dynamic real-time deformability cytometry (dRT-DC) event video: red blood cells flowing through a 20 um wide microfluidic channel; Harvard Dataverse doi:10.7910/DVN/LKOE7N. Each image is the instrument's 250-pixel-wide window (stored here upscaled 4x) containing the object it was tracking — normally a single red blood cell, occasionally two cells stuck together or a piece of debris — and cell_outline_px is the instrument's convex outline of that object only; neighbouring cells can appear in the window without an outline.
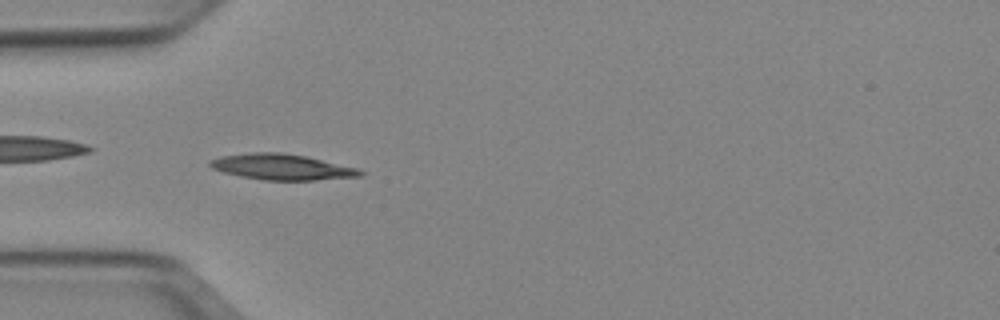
{"species": "Egyptian fruit bat (a non-hibernating species)", "species_latin": "Rousettus aegyptiacus", "temperature_condition": "cold", "stored_images_in_passage": 40, "camera_frame_rate_fps": 3000, "um_per_image_px": 0.085, "animal": {"sex": "female"}, "frame": {"image": 1, "passage_image": 4, "time_ms": 1.0, "image_size_px": [1000, 320], "cell_outline_px": [[364, 176], [316, 180], [264, 180], [240, 176], [224, 172], [212, 168], [208, 164], [208, 160], [224, 156], [252, 152], [280, 152], [304, 156], [360, 168], [364, 172]], "centroid_in_image_um": [24.0, 14.19], "position_along_channel_um": 61.0, "area_um2": 22.54}}
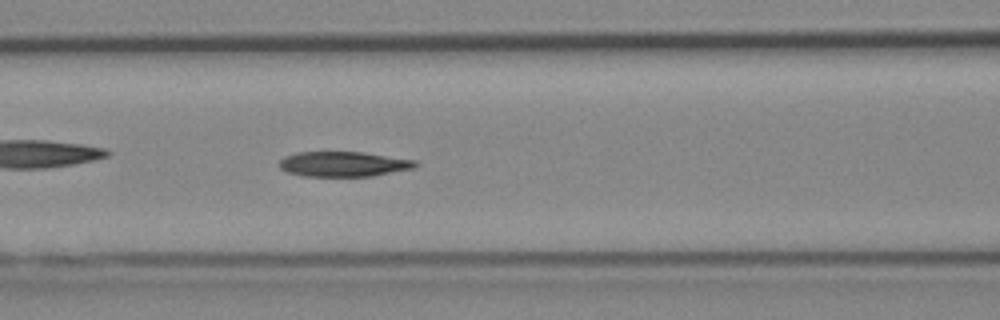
{"frame": {"image": 2, "passage_image": 10, "time_ms": 3.0, "image_size_px": [1000, 320], "cell_outline_px": [[420, 164], [416, 168], [372, 176], [304, 176], [288, 172], [280, 168], [280, 160], [284, 156], [296, 152], [360, 152], [416, 160]], "centroid_in_image_um": [29.23, 13.94], "position_along_channel_um": 137.4, "area_um2": 19.88}}
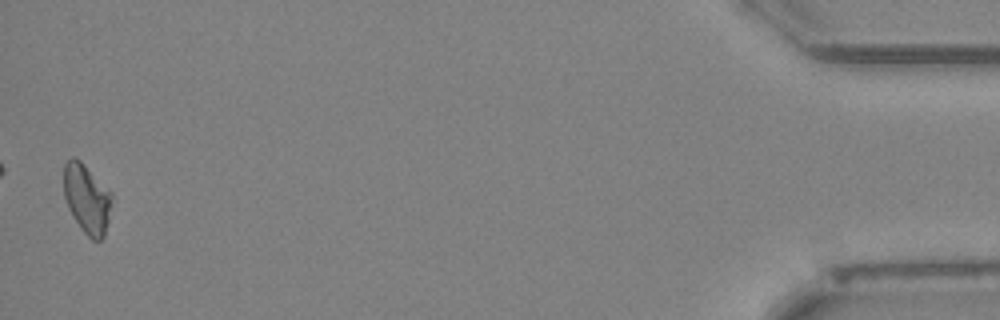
{"frame": {"image": 3, "passage_image": 39, "time_ms": 12.667, "image_size_px": [1000, 320], "cell_outline_px": [[112, 196], [108, 220], [104, 236], [100, 240], [92, 240], [80, 228], [72, 216], [68, 208], [64, 196], [64, 164], [72, 156], [80, 160], [112, 192]], "centroid_in_image_um": [7.37, 16.89], "position_along_channel_um": 427.8, "area_um2": 19.36}, "authors_computed_cell_mechanics": {"area_um2": 20.0566, "velocity_mm_per_s": 3.9413, "shape_relaxation_time_tau1_ms": null, "shape_relaxation_time_tau2_ms": 6.0886, "deformation_change_tau1": null, "deformation_change_tau2": 0.1608}}